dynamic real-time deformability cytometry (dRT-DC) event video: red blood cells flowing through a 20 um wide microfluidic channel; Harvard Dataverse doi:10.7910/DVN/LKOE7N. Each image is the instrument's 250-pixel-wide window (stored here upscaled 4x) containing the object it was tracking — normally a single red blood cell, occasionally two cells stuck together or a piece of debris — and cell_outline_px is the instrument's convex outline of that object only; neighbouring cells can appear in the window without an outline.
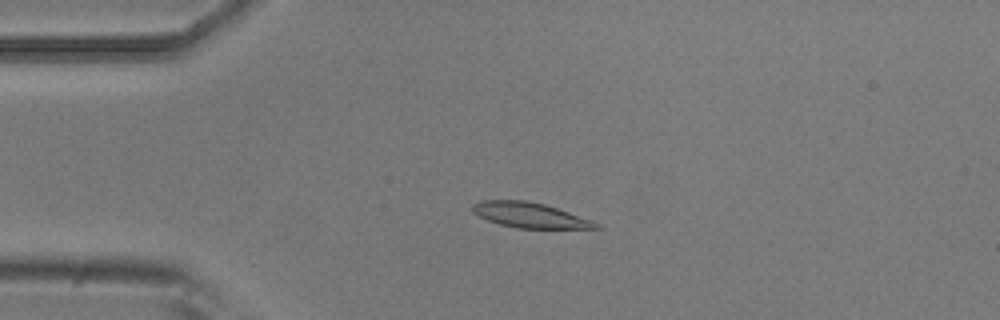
{"species": "common noctule bat (a hibernating species)", "species_latin": "Nyctalus noctula", "temperature_condition": "room temperature", "stored_images_in_passage": 9, "camera_frame_rate_fps": 3000, "um_per_image_px": 0.085, "animal": {"sex": "male", "body_mass_g": 20.5, "forearm_length_mm": 52.5}, "frame": {"image": 1, "passage_image": 4, "time_ms": 1.0, "image_size_px": [1000, 320], "cell_outline_px": [[604, 228], [516, 228], [500, 224], [488, 220], [472, 212], [468, 208], [472, 204], [480, 200], [524, 200], [544, 204], [592, 220], [600, 224]], "centroid_in_image_um": [44.99, 18.28], "position_along_channel_um": 40.0, "area_um2": 18.09}}
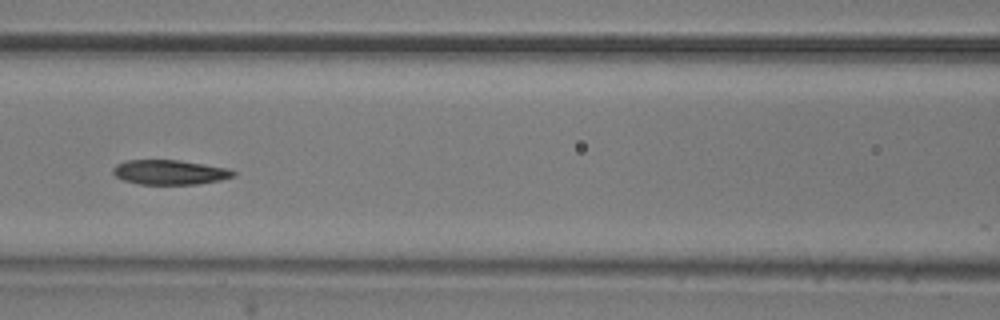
{"frame": {"image": 2, "passage_image": 7, "time_ms": 2.0, "image_size_px": [1000, 320], "cell_outline_px": [[236, 176], [220, 180], [200, 184], [140, 184], [124, 180], [116, 176], [112, 172], [112, 168], [116, 164], [128, 160], [180, 160], [228, 168], [236, 172]], "centroid_in_image_um": [14.45, 14.64], "position_along_channel_um": 152.2, "area_um2": 17.34}}
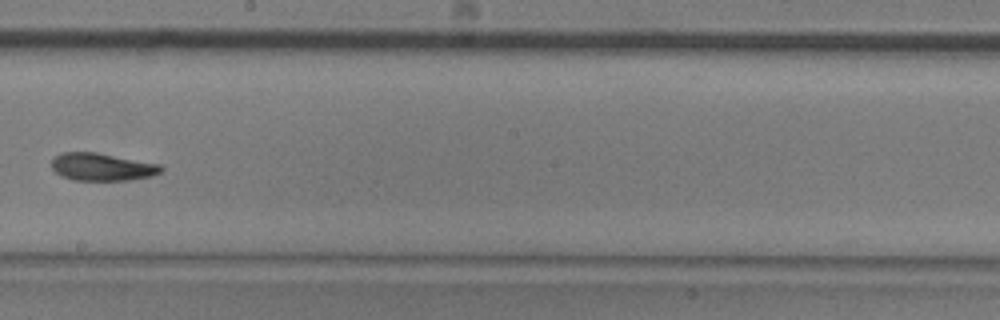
{"frame": {"image": 3, "passage_image": 9, "time_ms": 2.667, "image_size_px": [1000, 320], "cell_outline_px": [[164, 172], [152, 176], [128, 180], [72, 180], [60, 176], [52, 168], [52, 156], [60, 152], [96, 152], [160, 164], [164, 168]], "centroid_in_image_um": [8.67, 14.18], "position_along_channel_um": 239.5, "area_um2": 17.86}}